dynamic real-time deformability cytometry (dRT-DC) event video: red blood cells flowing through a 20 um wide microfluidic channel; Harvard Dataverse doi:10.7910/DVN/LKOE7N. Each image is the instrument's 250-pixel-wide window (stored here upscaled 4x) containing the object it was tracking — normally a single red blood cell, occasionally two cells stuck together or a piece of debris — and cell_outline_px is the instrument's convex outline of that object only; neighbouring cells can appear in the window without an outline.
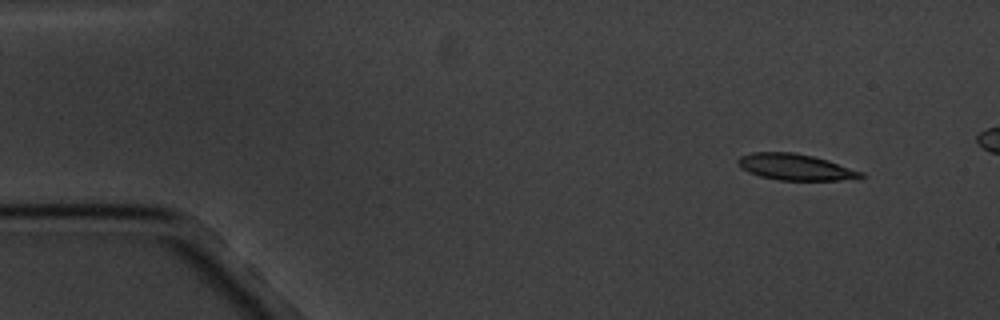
{"species": "common noctule bat (a hibernating species)", "species_latin": "Nyctalus noctula", "temperature_condition": "cold", "stored_images_in_passage": 5, "camera_frame_rate_fps": 3000, "um_per_image_px": 0.085, "animal": {"sex": "male", "body_mass_g": 20.1, "forearm_length_mm": 53.5}, "frame": {"image": 1, "passage_image": 1, "time_ms": 0.0, "image_size_px": [1000, 320], "cell_outline_px": [[868, 176], [840, 180], [780, 180], [760, 176], [748, 172], [740, 168], [736, 160], [740, 156], [752, 152], [792, 152], [812, 156], [828, 160], [864, 172]], "centroid_in_image_um": [67.6, 14.19], "position_along_channel_um": 17.4, "area_um2": 18.84}}